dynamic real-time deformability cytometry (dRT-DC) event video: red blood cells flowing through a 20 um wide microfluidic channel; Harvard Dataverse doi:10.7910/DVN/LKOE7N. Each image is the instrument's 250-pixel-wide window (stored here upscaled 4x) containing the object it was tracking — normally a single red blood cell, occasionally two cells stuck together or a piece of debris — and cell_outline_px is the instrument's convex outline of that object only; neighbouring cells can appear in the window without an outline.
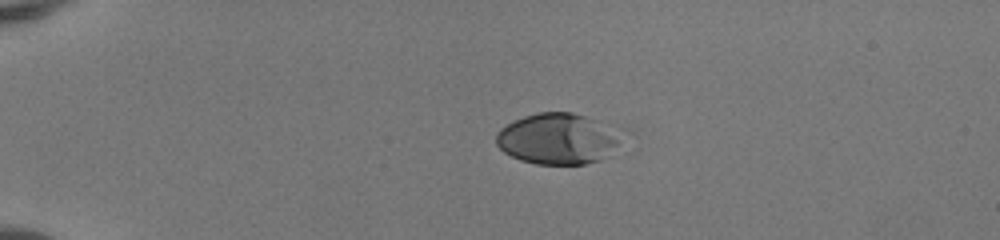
{"species": "human", "species_latin": "Homo sapiens", "temperature_condition": "room temperature", "stored_images_in_passage": 40, "camera_frame_rate_fps": 3000, "um_per_image_px": 0.085, "donor": {"sex": "female"}, "frame": {"image": 1, "passage_image": 1, "time_ms": 0.0, "image_size_px": [1000, 240], "cell_outline_px": [[632, 132], [612, 156], [600, 160], [584, 164], [536, 164], [520, 160], [504, 152], [496, 144], [496, 132], [500, 128], [524, 116], [536, 112], [572, 112], [628, 128]], "centroid_in_image_um": [47.66, 11.78], "position_along_channel_um": 37.3, "area_um2": 39.19}}
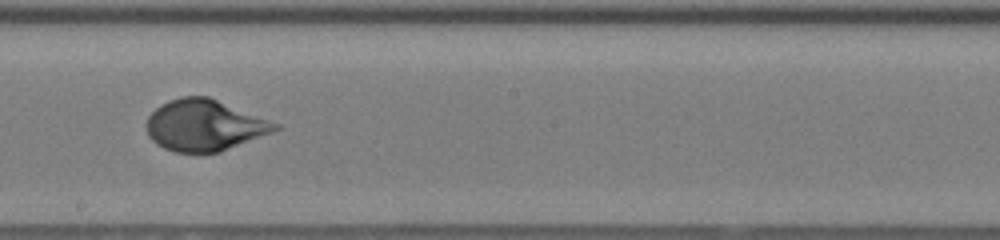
{"frame": {"image": 2, "passage_image": 20, "time_ms": 6.333, "image_size_px": [1000, 240], "cell_outline_px": [[280, 128], [272, 132], [220, 152], [176, 152], [164, 148], [156, 144], [148, 136], [148, 116], [160, 104], [168, 100], [180, 96], [208, 96], [280, 124]], "centroid_in_image_um": [17.37, 10.64], "position_along_channel_um": 230.8, "area_um2": 38.15}}
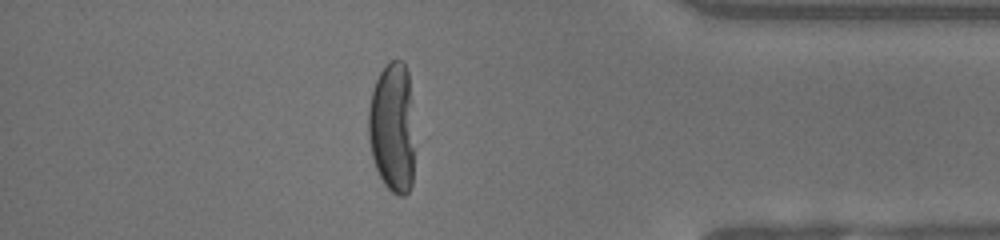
{"frame": {"image": 3, "passage_image": 34, "time_ms": 11.0, "image_size_px": [1000, 240], "cell_outline_px": [[412, 184], [408, 192], [404, 196], [400, 196], [392, 192], [384, 184], [376, 168], [372, 156], [368, 136], [368, 108], [372, 92], [376, 80], [380, 72], [392, 60], [400, 60], [404, 64], [408, 72], [412, 148]], "centroid_in_image_um": [33.3, 10.87], "position_along_channel_um": 401.9, "area_um2": 34.16}, "authors_computed_cell_mechanics": {"area_um2": 37.7145, "velocity_mm_per_s": 4.1083, "shape_relaxation_time_tau1_ms": 4.1321, "shape_relaxation_time_tau2_ms": null, "deformation_change_tau1": 0.2175, "deformation_change_tau2": null}}